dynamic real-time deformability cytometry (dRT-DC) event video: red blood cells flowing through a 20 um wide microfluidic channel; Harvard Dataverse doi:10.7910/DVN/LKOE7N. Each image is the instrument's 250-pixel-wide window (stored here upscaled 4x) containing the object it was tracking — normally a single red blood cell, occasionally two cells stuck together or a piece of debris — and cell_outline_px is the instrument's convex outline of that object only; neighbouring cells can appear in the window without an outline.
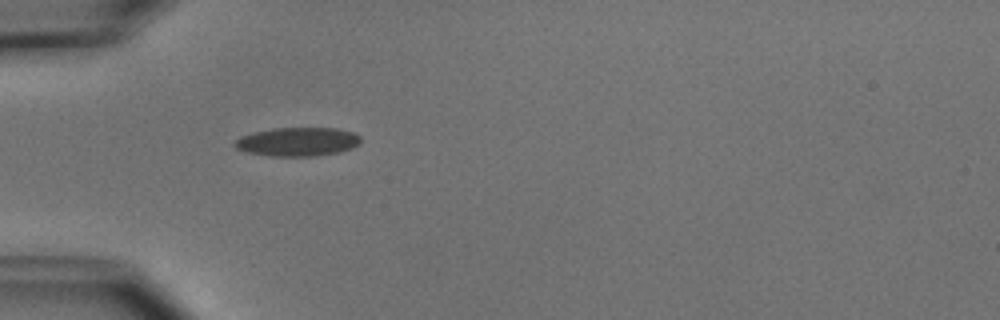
{"species": "common noctule bat (a hibernating species)", "species_latin": "Nyctalus noctula", "temperature_condition": "cold", "stored_images_in_passage": 5, "camera_frame_rate_fps": 3000, "um_per_image_px": 0.085, "animal": {"sex": "male", "body_mass_g": 15.6}, "frame": {"image": 1, "passage_image": 1, "time_ms": 0.0, "image_size_px": [1000, 320], "cell_outline_px": [[360, 144], [352, 148], [340, 152], [316, 156], [268, 156], [248, 152], [236, 148], [232, 144], [240, 136], [272, 128], [336, 128], [352, 132], [360, 136]], "centroid_in_image_um": [25.3, 12.05], "position_along_channel_um": 59.7, "area_um2": 21.15}}
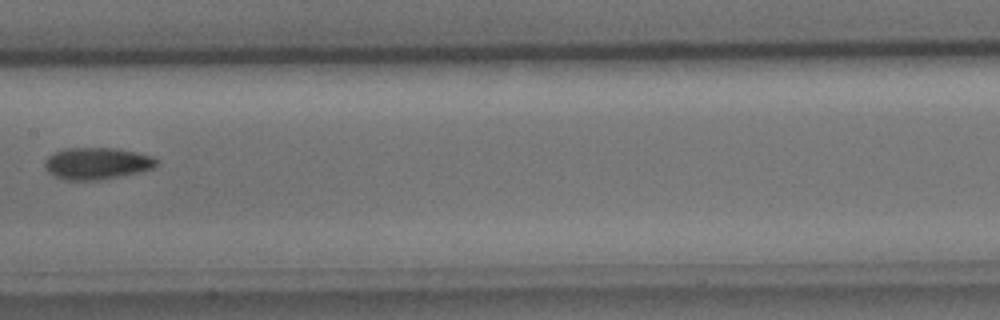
{"frame": {"image": 2, "passage_image": 4, "time_ms": 3.667, "image_size_px": [1000, 320], "cell_outline_px": [[156, 164], [152, 168], [136, 172], [96, 180], [64, 180], [52, 176], [48, 172], [44, 164], [44, 160], [52, 152], [64, 148], [116, 148], [136, 152], [152, 156], [156, 160]], "centroid_in_image_um": [8.14, 13.88], "position_along_channel_um": 199.3, "area_um2": 20.58}}
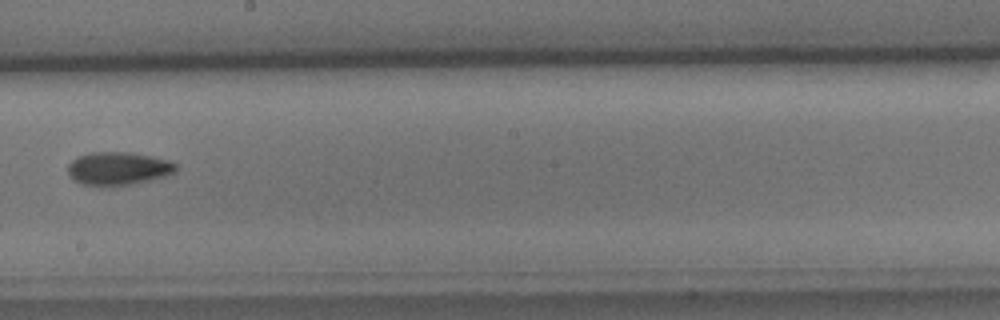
{"frame": {"image": 3, "passage_image": 5, "time_ms": 4.667, "image_size_px": [1000, 320], "cell_outline_px": [[176, 172], [168, 176], [152, 180], [116, 188], [108, 188], [84, 184], [72, 180], [68, 172], [68, 164], [72, 160], [88, 152], [128, 152], [152, 156], [168, 160], [176, 164]], "centroid_in_image_um": [10.05, 14.36], "position_along_channel_um": 238.1, "area_um2": 21.5}}